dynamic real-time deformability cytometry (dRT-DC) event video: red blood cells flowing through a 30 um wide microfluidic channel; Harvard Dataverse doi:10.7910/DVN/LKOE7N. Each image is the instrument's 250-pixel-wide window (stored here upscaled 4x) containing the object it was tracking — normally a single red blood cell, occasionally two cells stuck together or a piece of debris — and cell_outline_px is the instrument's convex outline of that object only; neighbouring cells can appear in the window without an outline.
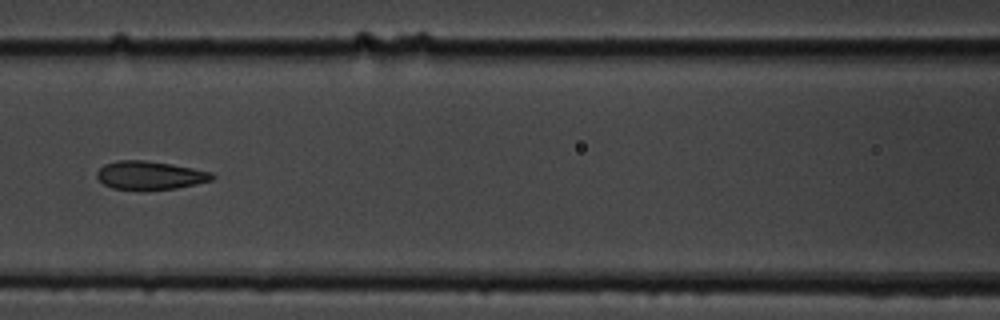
{"species": "common noctule bat (a hibernating species)", "species_latin": "Nyctalus noctula", "temperature_condition": "cold", "stored_images_in_passage": 9, "camera_frame_rate_fps": 3000, "um_per_image_px": 0.085, "animal": {"sex": "male", "body_mass_g": 19.5, "forearm_length_mm": 54.6}, "frame": {"image": 1, "passage_image": 8, "time_ms": 8.0, "image_size_px": [1000, 320], "cell_outline_px": [[216, 176], [212, 180], [176, 188], [140, 192], [112, 188], [104, 184], [96, 176], [96, 172], [104, 164], [116, 160], [144, 160], [192, 168], [212, 172]], "centroid_in_image_um": [12.7, 14.93], "position_along_channel_um": 153.9, "area_um2": 19.42}}
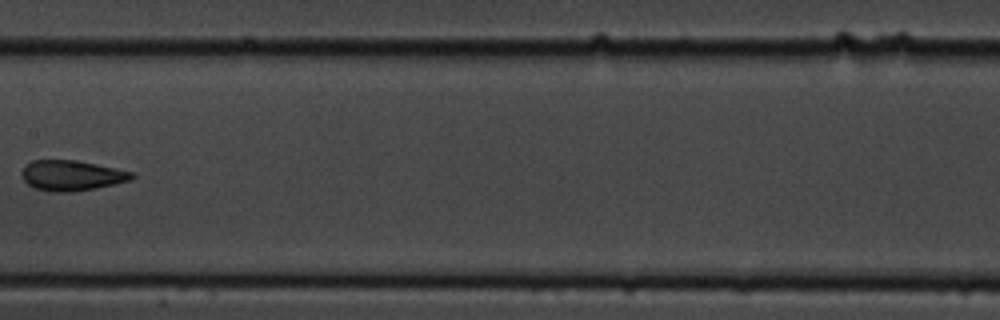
{"frame": {"image": 2, "passage_image": 9, "time_ms": 9.333, "image_size_px": [1000, 320], "cell_outline_px": [[136, 176], [132, 180], [96, 188], [72, 192], [48, 192], [36, 188], [28, 184], [24, 180], [20, 172], [32, 160], [76, 160], [96, 164], [132, 172]], "centroid_in_image_um": [6.09, 14.92], "position_along_channel_um": 201.3, "area_um2": 19.42}}